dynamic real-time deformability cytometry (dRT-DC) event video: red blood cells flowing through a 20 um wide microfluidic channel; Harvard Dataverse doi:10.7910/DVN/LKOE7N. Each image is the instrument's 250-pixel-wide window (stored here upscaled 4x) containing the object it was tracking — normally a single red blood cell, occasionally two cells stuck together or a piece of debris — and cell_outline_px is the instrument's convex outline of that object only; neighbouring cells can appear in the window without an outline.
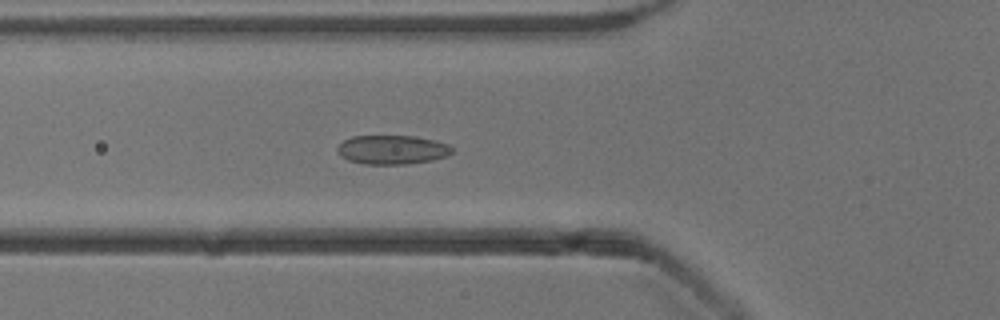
{"species": "common noctule bat (a hibernating species)", "species_latin": "Nyctalus noctula", "temperature_condition": "cold", "stored_images_in_passage": 42, "camera_frame_rate_fps": 3000, "um_per_image_px": 0.085, "animal": {"sex": "male", "body_mass_g": 13.3}, "frame": {"image": 1, "passage_image": 8, "time_ms": 2.333, "image_size_px": [1000, 320], "cell_outline_px": [[452, 152], [448, 156], [432, 160], [408, 164], [364, 164], [348, 160], [340, 156], [336, 148], [344, 140], [352, 136], [412, 136], [436, 140], [448, 144], [452, 148]], "centroid_in_image_um": [33.34, 12.73], "position_along_channel_um": 92.5, "area_um2": 19.48}}
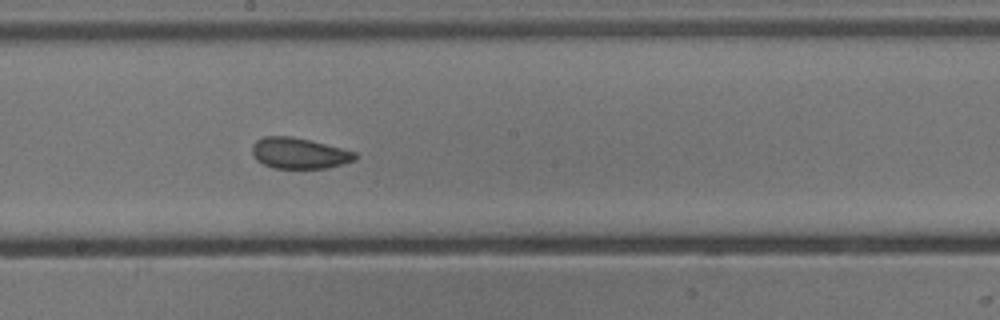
{"frame": {"image": 2, "passage_image": 18, "time_ms": 5.667, "image_size_px": [1000, 320], "cell_outline_px": [[360, 156], [356, 160], [344, 164], [328, 168], [272, 168], [256, 160], [252, 152], [252, 144], [256, 140], [264, 136], [288, 136], [308, 140], [356, 152]], "centroid_in_image_um": [25.44, 13.03], "position_along_channel_um": 222.8, "area_um2": 18.55}}
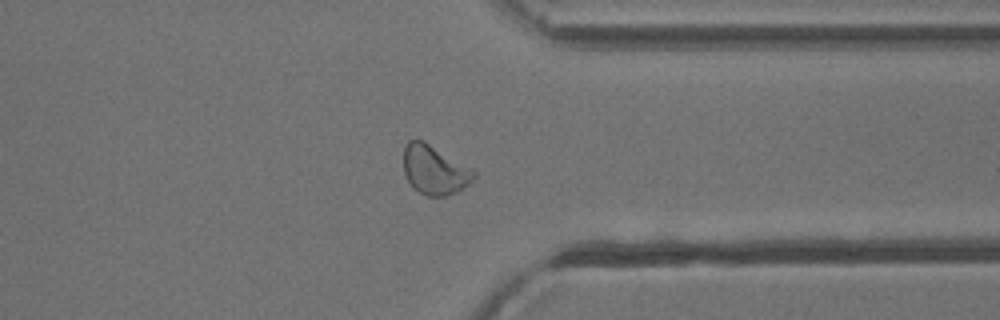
{"frame": {"image": 3, "passage_image": 30, "time_ms": 9.667, "image_size_px": [1000, 320], "cell_outline_px": [[476, 176], [468, 184], [456, 192], [448, 196], [428, 196], [420, 192], [408, 180], [404, 172], [404, 148], [408, 140], [424, 140], [472, 168], [476, 172]], "centroid_in_image_um": [36.95, 14.43], "position_along_channel_um": 374.4, "area_um2": 20.0}, "authors_computed_cell_mechanics": {"area_um2": 19.5653, "velocity_mm_per_s": 3.8881, "shape_relaxation_time_tau1_ms": 5.3785, "shape_relaxation_time_tau2_ms": 1.3972, "deformation_change_tau1": 0.089, "deformation_change_tau2": 0.0604}}